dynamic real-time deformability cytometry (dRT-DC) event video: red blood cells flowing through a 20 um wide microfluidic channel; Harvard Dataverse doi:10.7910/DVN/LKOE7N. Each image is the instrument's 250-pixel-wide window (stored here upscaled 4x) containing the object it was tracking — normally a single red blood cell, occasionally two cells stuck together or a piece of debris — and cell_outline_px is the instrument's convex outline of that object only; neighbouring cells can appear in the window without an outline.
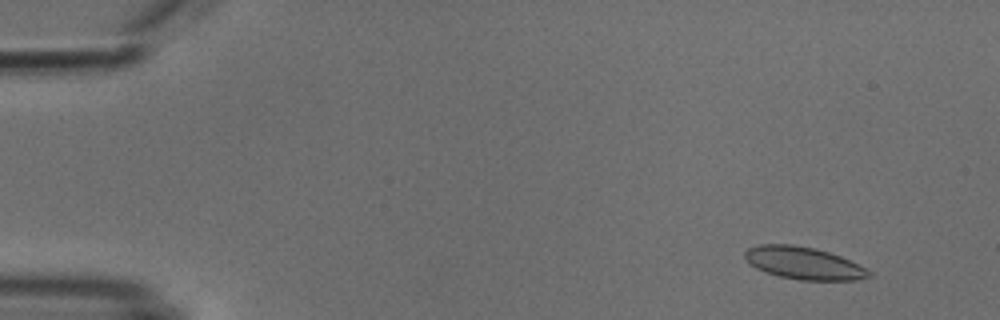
{"species": "common noctule bat (a hibernating species)", "species_latin": "Nyctalus noctula", "temperature_condition": "cold", "stored_images_in_passage": 53, "camera_frame_rate_fps": 3000, "um_per_image_px": 0.085, "animal": {"sex": "male", "body_mass_g": 18.8}, "frame": {"image": 1, "passage_image": 5, "time_ms": 1.333, "image_size_px": [1000, 320], "cell_outline_px": [[872, 276], [856, 280], [800, 280], [780, 276], [764, 272], [748, 264], [744, 256], [744, 252], [748, 248], [760, 244], [792, 244], [816, 248], [840, 256], [868, 268], [872, 272]], "centroid_in_image_um": [68.31, 22.36], "position_along_channel_um": 16.7, "area_um2": 23.64}}
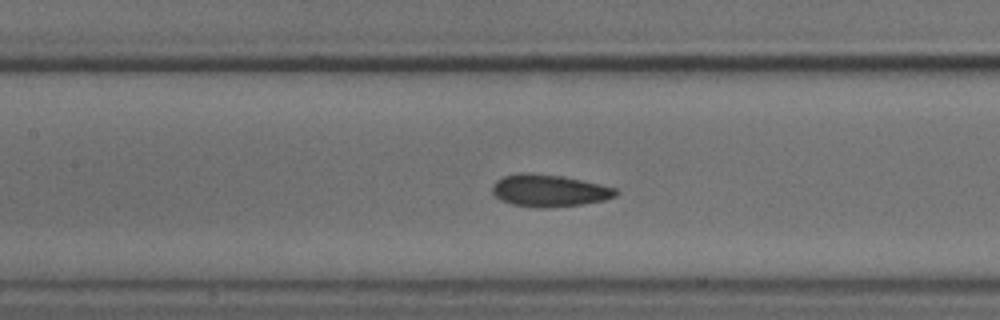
{"frame": {"image": 2, "passage_image": 25, "time_ms": 8.0, "image_size_px": [1000, 320], "cell_outline_px": [[620, 192], [616, 196], [604, 200], [580, 204], [544, 208], [512, 204], [500, 200], [492, 192], [492, 184], [496, 180], [504, 176], [520, 172], [528, 172], [560, 176], [600, 184], [616, 188]], "centroid_in_image_um": [46.66, 16.19], "position_along_channel_um": 160.7, "area_um2": 23.0}}
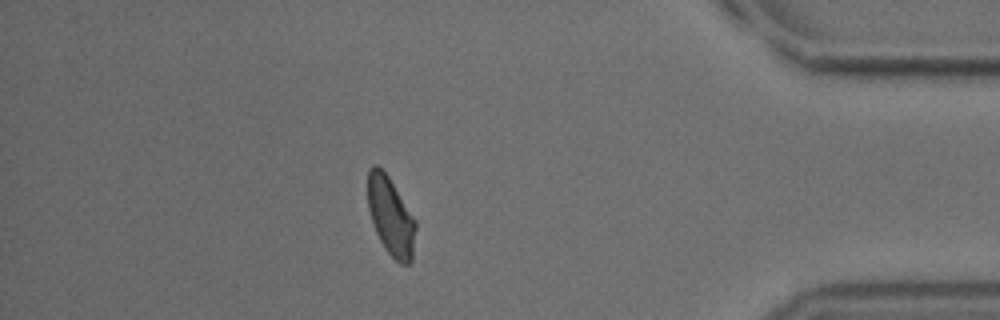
{"frame": {"image": 3, "passage_image": 47, "time_ms": 15.333, "image_size_px": [1000, 320], "cell_outline_px": [[416, 228], [412, 260], [408, 264], [400, 264], [384, 248], [376, 232], [368, 208], [368, 168], [372, 164], [376, 164], [388, 176], [416, 220]], "centroid_in_image_um": [33.22, 18.38], "position_along_channel_um": 402.0, "area_um2": 21.73}, "authors_computed_cell_mechanics": {"area_um2": 22.9466, "velocity_mm_per_s": 3.7945, "shape_relaxation_time_tau1_ms": 2.7613, "shape_relaxation_time_tau2_ms": 2.5923, "deformation_change_tau1": 0.0808, "deformation_change_tau2": 0.074}}